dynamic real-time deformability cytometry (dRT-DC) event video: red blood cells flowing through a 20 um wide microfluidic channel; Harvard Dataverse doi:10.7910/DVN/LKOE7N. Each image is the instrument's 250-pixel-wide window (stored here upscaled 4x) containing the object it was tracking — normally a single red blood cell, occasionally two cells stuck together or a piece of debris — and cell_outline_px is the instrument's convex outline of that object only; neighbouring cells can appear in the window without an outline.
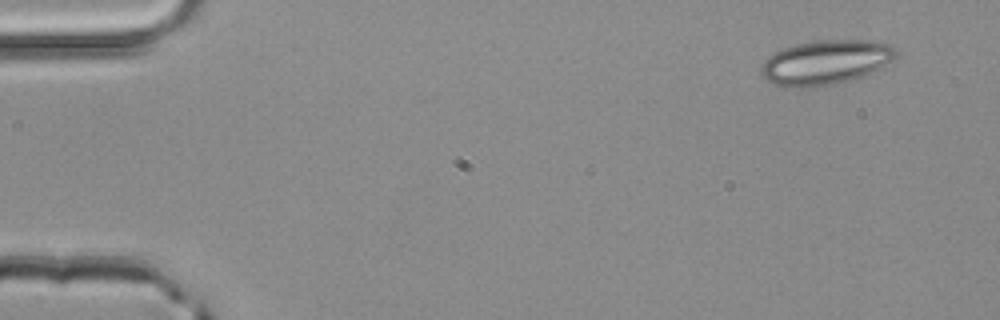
{"species": "common noctule bat (a hibernating species)", "species_latin": "Nyctalus noctula", "temperature_condition": "room temperature", "stored_images_in_passage": 3, "camera_frame_rate_fps": 3000, "um_per_image_px": 0.085, "animal": {"sex": "male", "body_mass_g": 20.4}, "frame": {"image": 1, "passage_image": 1, "time_ms": 0.0, "image_size_px": [1000, 320], "cell_outline_px": [[900, 52], [892, 60], [860, 76], [836, 84], [796, 88], [788, 88], [776, 84], [768, 80], [764, 76], [760, 68], [764, 60], [768, 56], [784, 48], [796, 44], [816, 40], [860, 40], [892, 44]], "centroid_in_image_um": [70.16, 5.28], "position_along_channel_um": 14.8, "area_um2": 34.51}}